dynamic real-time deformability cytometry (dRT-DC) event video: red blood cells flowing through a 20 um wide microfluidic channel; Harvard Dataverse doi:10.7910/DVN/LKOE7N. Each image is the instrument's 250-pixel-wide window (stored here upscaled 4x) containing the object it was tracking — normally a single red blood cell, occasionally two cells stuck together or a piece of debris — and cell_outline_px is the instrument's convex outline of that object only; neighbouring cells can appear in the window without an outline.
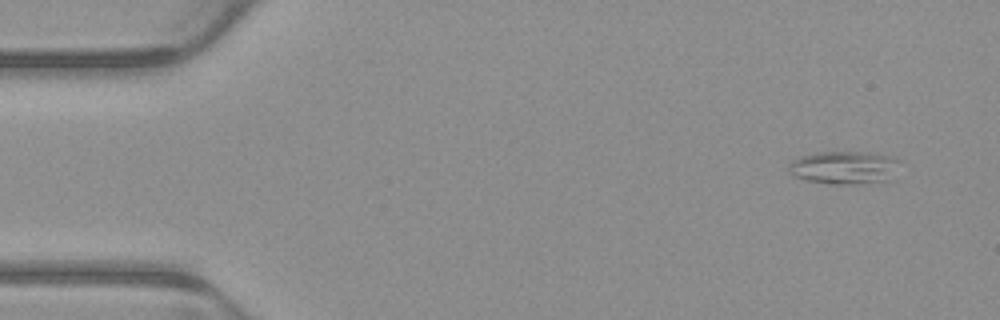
{"species": "common noctule bat (a hibernating species)", "species_latin": "Nyctalus noctula", "temperature_condition": "warm", "stored_images_in_passage": 4, "camera_frame_rate_fps": 3000, "um_per_image_px": 0.085, "animal": {"sex": "male", "body_mass_g": 23.1, "forearm_length_mm": 52.7}, "frame": {"image": 1, "passage_image": 1, "time_ms": 0.0, "image_size_px": [1000, 320], "cell_outline_px": [[900, 160], [896, 180], [860, 184], [828, 184], [804, 180], [792, 176], [788, 172], [788, 164], [792, 160], [800, 156], [816, 152], [872, 152], [892, 156]], "centroid_in_image_um": [71.81, 14.26], "position_along_channel_um": 13.2, "area_um2": 22.31}}